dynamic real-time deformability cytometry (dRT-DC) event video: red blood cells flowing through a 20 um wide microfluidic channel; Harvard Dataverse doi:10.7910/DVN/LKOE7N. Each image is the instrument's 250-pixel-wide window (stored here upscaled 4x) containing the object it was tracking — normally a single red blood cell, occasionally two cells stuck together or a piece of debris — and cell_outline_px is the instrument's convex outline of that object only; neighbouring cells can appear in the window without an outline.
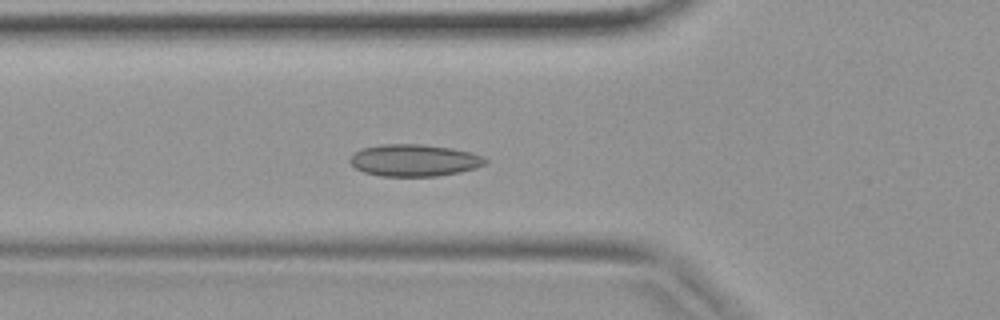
{"species": "common noctule bat (a hibernating species)", "species_latin": "Nyctalus noctula", "temperature_condition": "warm", "stored_images_in_passage": 34, "camera_frame_rate_fps": 3000, "um_per_image_px": 0.085, "animal": {"sex": "female", "body_mass_g": 19.9}, "frame": {"image": 1, "passage_image": 10, "time_ms": 3.0, "image_size_px": [1000, 320], "cell_outline_px": [[488, 160], [484, 164], [476, 168], [460, 172], [436, 176], [380, 176], [364, 172], [356, 168], [348, 160], [360, 148], [380, 144], [420, 144], [452, 148], [484, 156]], "centroid_in_image_um": [35.2, 13.62], "position_along_channel_um": 90.6, "area_um2": 25.2}}
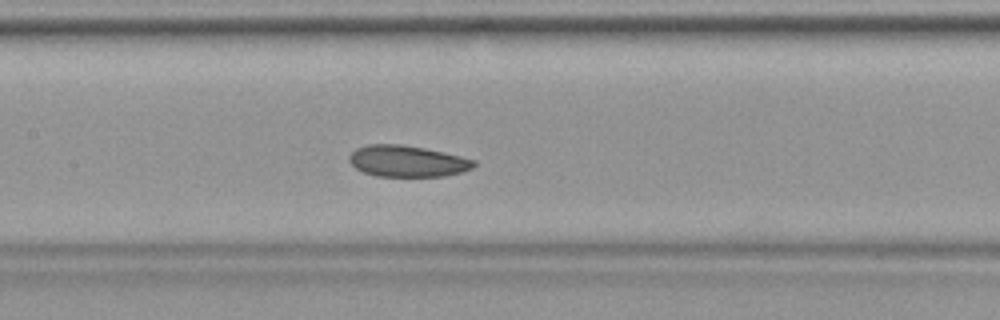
{"frame": {"image": 2, "passage_image": 15, "time_ms": 4.667, "image_size_px": [1000, 320], "cell_outline_px": [[476, 164], [472, 168], [460, 172], [444, 176], [376, 176], [364, 172], [356, 168], [348, 160], [348, 156], [356, 148], [368, 144], [400, 144], [424, 148], [460, 156], [476, 160]], "centroid_in_image_um": [34.6, 13.69], "position_along_channel_um": 172.8, "area_um2": 22.66}}